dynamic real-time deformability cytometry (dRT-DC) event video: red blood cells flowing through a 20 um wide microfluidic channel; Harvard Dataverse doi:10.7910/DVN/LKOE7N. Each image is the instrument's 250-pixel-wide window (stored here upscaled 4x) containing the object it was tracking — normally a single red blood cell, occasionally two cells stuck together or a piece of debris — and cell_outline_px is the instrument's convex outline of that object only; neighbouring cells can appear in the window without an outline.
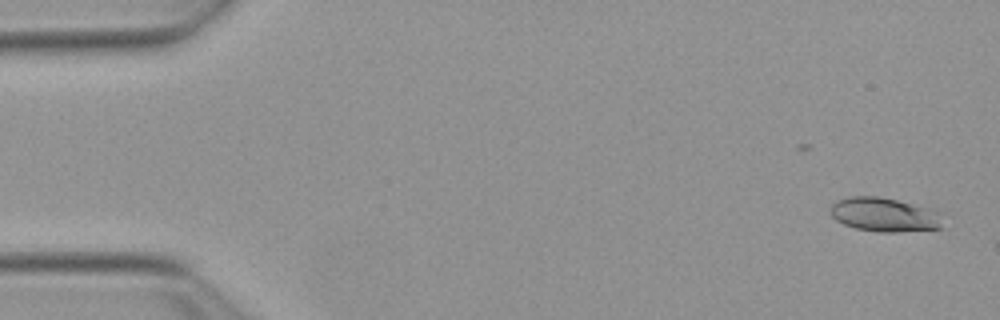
{"species": "Egyptian fruit bat (a non-hibernating species)", "species_latin": "Rousettus aegyptiacus", "temperature_condition": "warm", "stored_images_in_passage": 16, "camera_frame_rate_fps": 3000, "um_per_image_px": 0.085, "animal": {"sex": "female"}, "frame": {"image": 1, "passage_image": 2, "time_ms": 0.333, "image_size_px": [1000, 320], "cell_outline_px": [[944, 212], [940, 228], [896, 232], [876, 232], [856, 228], [844, 224], [836, 220], [828, 212], [832, 204], [836, 200], [848, 196], [880, 196], [932, 208]], "centroid_in_image_um": [75.19, 18.23], "position_along_channel_um": 9.8, "area_um2": 22.72}}
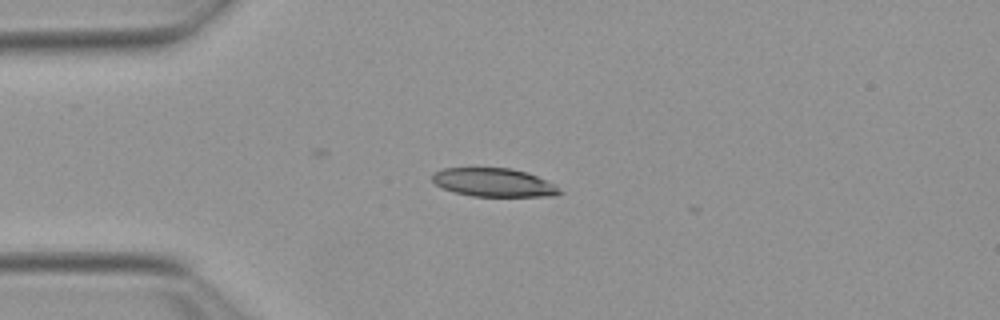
{"frame": {"image": 2, "passage_image": 13, "time_ms": 4.0, "image_size_px": [1000, 320], "cell_outline_px": [[564, 192], [556, 196], [472, 196], [456, 192], [444, 188], [436, 184], [432, 180], [432, 172], [444, 168], [512, 168], [528, 172], [556, 184]], "centroid_in_image_um": [42.03, 15.5], "position_along_channel_um": 43.0, "area_um2": 21.27}}